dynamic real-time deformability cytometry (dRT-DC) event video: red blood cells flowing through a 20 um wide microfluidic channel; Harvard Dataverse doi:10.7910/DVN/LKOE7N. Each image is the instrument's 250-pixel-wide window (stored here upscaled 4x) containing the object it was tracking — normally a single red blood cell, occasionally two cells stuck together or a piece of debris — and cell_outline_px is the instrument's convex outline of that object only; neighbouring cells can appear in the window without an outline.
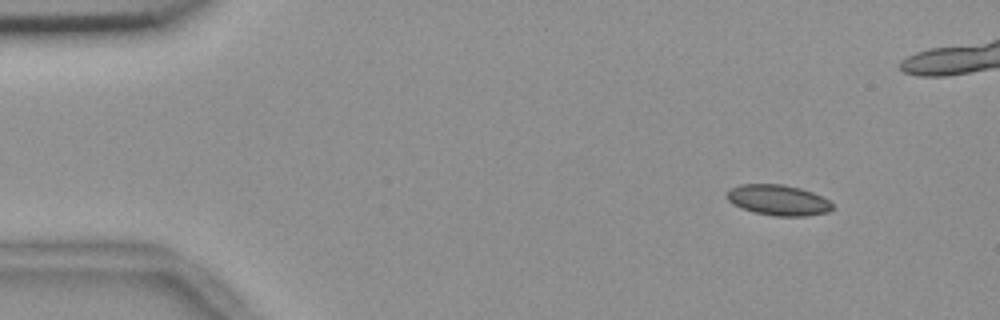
{"species": "common noctule bat (a hibernating species)", "species_latin": "Nyctalus noctula", "temperature_condition": "room temperature", "stored_images_in_passage": 6, "camera_frame_rate_fps": 3000, "um_per_image_px": 0.085, "animal": {"sex": "female", "body_mass_g": 18.4}, "frame": {"image": 1, "passage_image": 2, "time_ms": 0.333, "image_size_px": [1000, 320], "cell_outline_px": [[832, 208], [828, 212], [808, 216], [772, 216], [740, 208], [732, 204], [728, 200], [728, 192], [732, 188], [740, 184], [784, 184], [800, 188], [812, 192], [828, 200], [832, 204]], "centroid_in_image_um": [66.15, 17.01], "position_along_channel_um": 18.9, "area_um2": 18.73}}